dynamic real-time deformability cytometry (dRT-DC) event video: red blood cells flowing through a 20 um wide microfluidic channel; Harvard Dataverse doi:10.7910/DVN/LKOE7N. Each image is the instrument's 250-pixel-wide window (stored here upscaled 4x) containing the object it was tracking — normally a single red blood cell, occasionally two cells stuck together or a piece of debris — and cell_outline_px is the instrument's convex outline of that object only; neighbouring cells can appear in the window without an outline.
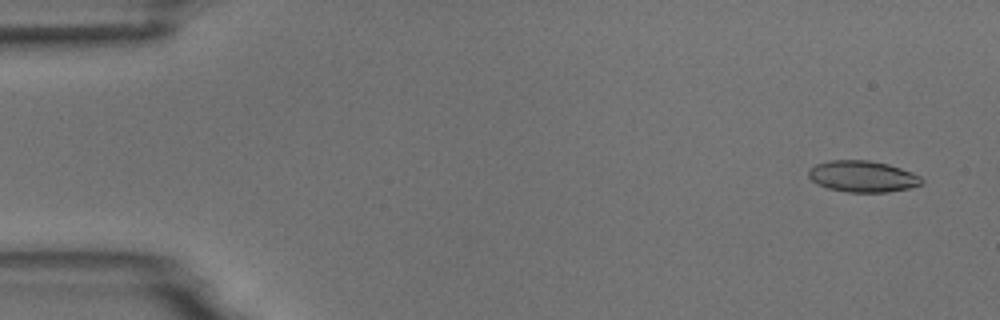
{"species": "common noctule bat (a hibernating species)", "species_latin": "Nyctalus noctula", "temperature_condition": "room temperature", "stored_images_in_passage": 6, "camera_frame_rate_fps": 3000, "um_per_image_px": 0.085, "animal": {"sex": "male", "body_mass_g": 18.8}, "frame": {"image": 1, "passage_image": 1, "time_ms": 0.0, "image_size_px": [1000, 320], "cell_outline_px": [[924, 184], [908, 188], [888, 192], [848, 192], [828, 188], [816, 184], [808, 176], [808, 168], [816, 164], [828, 160], [868, 160], [888, 164], [912, 172], [920, 176], [924, 180]], "centroid_in_image_um": [73.31, 14.99], "position_along_channel_um": 11.7, "area_um2": 20.81}}
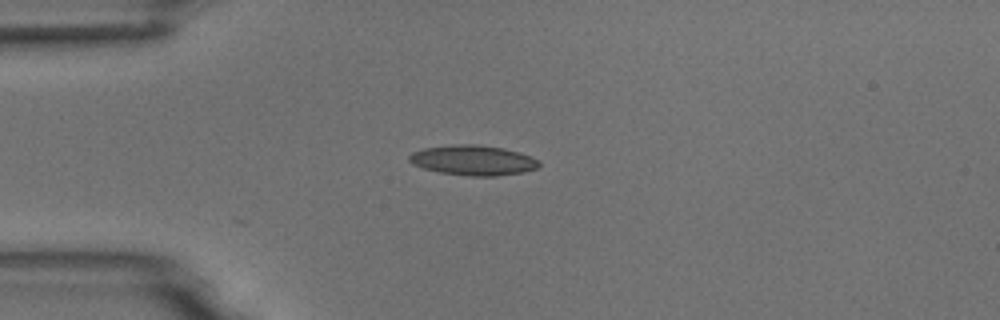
{"frame": {"image": 2, "passage_image": 4, "time_ms": 3.667, "image_size_px": [1000, 320], "cell_outline_px": [[540, 164], [536, 168], [520, 172], [496, 176], [468, 176], [440, 172], [424, 168], [412, 164], [408, 160], [408, 156], [412, 152], [424, 148], [456, 144], [476, 144], [504, 148], [520, 152], [540, 160]], "centroid_in_image_um": [40.2, 13.61], "position_along_channel_um": 44.8, "area_um2": 22.72}}
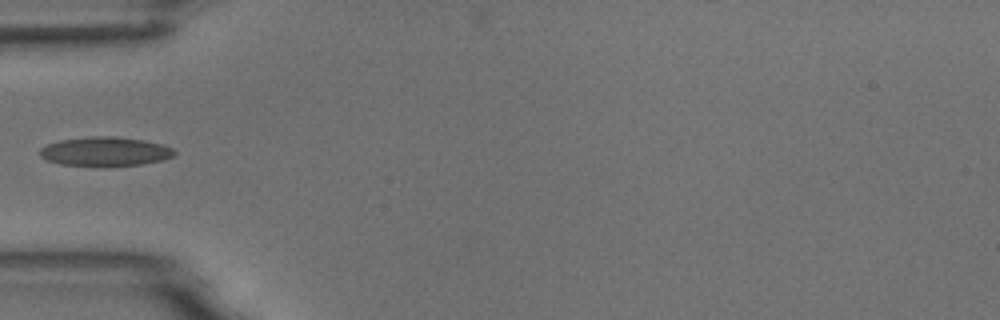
{"frame": {"image": 3, "passage_image": 5, "time_ms": 5.0, "image_size_px": [1000, 320], "cell_outline_px": [[176, 152], [172, 156], [164, 160], [140, 164], [100, 168], [60, 164], [44, 160], [40, 156], [40, 148], [48, 144], [60, 140], [88, 136], [112, 136], [144, 140], [164, 144], [172, 148]], "centroid_in_image_um": [8.91, 12.9], "position_along_channel_um": 76.1, "area_um2": 23.47}}